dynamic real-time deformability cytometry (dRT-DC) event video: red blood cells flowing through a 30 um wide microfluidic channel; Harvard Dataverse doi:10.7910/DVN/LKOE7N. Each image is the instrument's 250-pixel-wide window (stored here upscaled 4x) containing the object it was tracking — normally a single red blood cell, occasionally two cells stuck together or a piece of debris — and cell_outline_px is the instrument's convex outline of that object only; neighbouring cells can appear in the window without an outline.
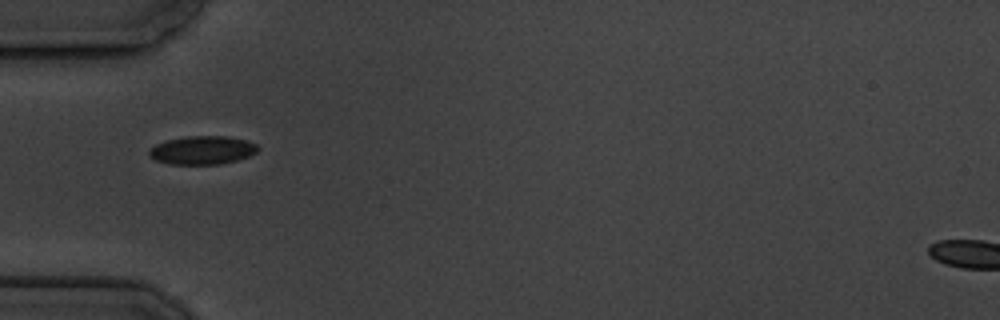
{"species": "common noctule bat (a hibernating species)", "species_latin": "Nyctalus noctula", "temperature_condition": "cold", "stored_images_in_passage": 3, "camera_frame_rate_fps": 3000, "um_per_image_px": 0.085, "animal": {"sex": "male", "body_mass_g": 19.5, "forearm_length_mm": 54.6}, "frame": {"image": 1, "passage_image": 1, "time_ms": 0.0, "image_size_px": [1000, 320], "cell_outline_px": [[260, 148], [256, 152], [248, 156], [236, 160], [220, 164], [168, 164], [156, 160], [148, 156], [148, 152], [156, 144], [168, 140], [188, 136], [228, 136], [248, 140], [256, 144]], "centroid_in_image_um": [17.22, 12.76], "position_along_channel_um": 67.8, "area_um2": 17.98}}
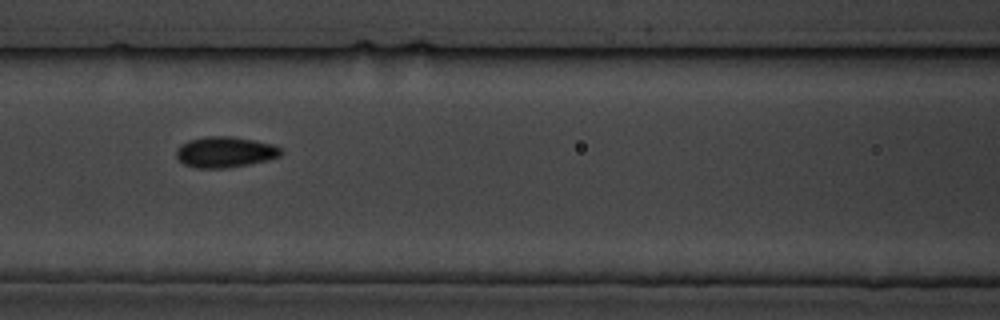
{"frame": {"image": 2, "passage_image": 3, "time_ms": 2.333, "image_size_px": [1000, 320], "cell_outline_px": [[284, 152], [280, 156], [248, 164], [224, 168], [196, 168], [184, 164], [176, 156], [176, 148], [180, 144], [188, 140], [208, 136], [232, 136], [256, 140], [272, 144], [280, 148]], "centroid_in_image_um": [19.1, 12.91], "position_along_channel_um": 147.5, "area_um2": 18.79}}